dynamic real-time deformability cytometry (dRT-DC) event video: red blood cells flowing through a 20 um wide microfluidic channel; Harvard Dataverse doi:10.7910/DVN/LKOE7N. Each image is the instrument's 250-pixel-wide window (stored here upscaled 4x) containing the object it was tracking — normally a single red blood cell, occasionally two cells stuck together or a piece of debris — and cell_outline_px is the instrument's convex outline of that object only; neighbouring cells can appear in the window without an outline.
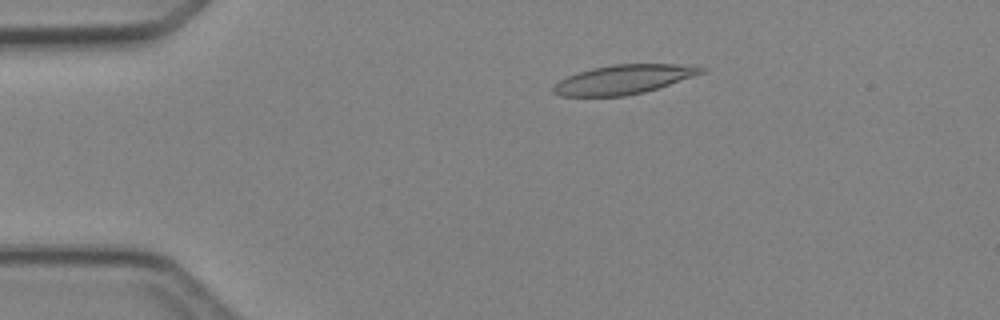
{"species": "Egyptian fruit bat (a non-hibernating species)", "species_latin": "Rousettus aegyptiacus", "temperature_condition": "cold", "stored_images_in_passage": 4, "camera_frame_rate_fps": 3000, "um_per_image_px": 0.085, "animal": {"sex": "female"}, "frame": {"image": 1, "passage_image": 3, "time_ms": 2.333, "image_size_px": [1000, 320], "cell_outline_px": [[708, 72], [644, 92], [624, 96], [560, 96], [552, 92], [552, 88], [560, 80], [568, 76], [592, 68], [612, 64], [676, 64], [708, 68]], "centroid_in_image_um": [53.04, 6.75], "position_along_channel_um": 32.0, "area_um2": 25.09}}